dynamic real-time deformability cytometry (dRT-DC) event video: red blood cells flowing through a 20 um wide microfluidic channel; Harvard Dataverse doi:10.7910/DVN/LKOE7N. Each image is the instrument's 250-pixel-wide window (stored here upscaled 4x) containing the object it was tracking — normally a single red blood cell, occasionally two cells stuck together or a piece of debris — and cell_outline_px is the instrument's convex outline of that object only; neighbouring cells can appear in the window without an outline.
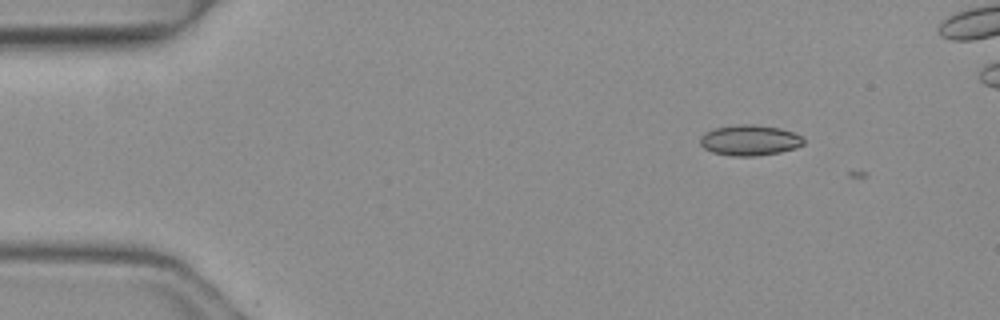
{"species": "common noctule bat (a hibernating species)", "species_latin": "Nyctalus noctula", "temperature_condition": "warm", "stored_images_in_passage": 6, "camera_frame_rate_fps": 3000, "um_per_image_px": 0.085, "animal": {"sex": "female", "body_mass_g": 19.3, "forearm_length_mm": 54.1}, "frame": {"image": 1, "passage_image": 1, "time_ms": 0.0, "image_size_px": [1000, 320], "cell_outline_px": [[804, 144], [796, 148], [780, 152], [756, 156], [732, 156], [712, 152], [704, 148], [700, 144], [700, 136], [704, 132], [712, 128], [740, 124], [756, 124], [780, 128], [792, 132], [800, 136], [804, 140]], "centroid_in_image_um": [63.69, 11.91], "position_along_channel_um": 21.3, "area_um2": 18.61}}